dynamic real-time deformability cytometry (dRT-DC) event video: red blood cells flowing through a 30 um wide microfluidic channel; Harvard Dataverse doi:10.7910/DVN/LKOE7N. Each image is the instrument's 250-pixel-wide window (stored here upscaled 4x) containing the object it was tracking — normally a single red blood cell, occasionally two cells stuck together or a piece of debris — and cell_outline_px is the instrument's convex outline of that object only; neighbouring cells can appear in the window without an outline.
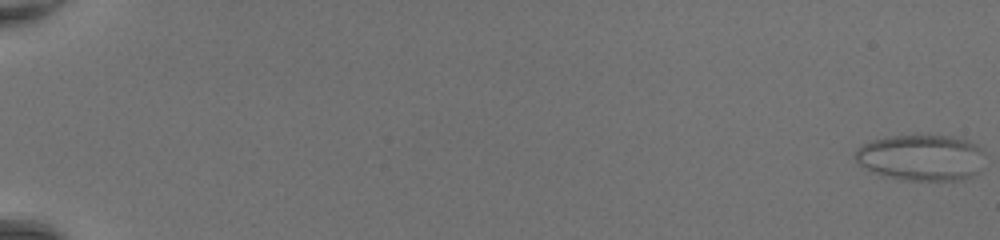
{"species": "common noctule bat (a hibernating species)", "species_latin": "Nyctalus noctula", "temperature_condition": "room temperature", "stored_images_in_passage": 51, "camera_frame_rate_fps": 3000, "um_per_image_px": 0.085, "animal": {"sex": "female", "body_mass_g": 20.0, "forearm_length_mm": 54.0}, "frame": {"image": 1, "passage_image": 1, "time_ms": 0.0, "image_size_px": [1000, 240], "cell_outline_px": [[984, 152], [980, 172], [972, 176], [960, 180], [908, 180], [888, 176], [876, 172], [860, 164], [856, 160], [856, 148], [868, 140], [888, 136], [924, 132], [952, 136], [968, 140], [984, 148]], "centroid_in_image_um": [78.35, 13.33], "position_along_channel_um": 6.6, "area_um2": 35.72}}
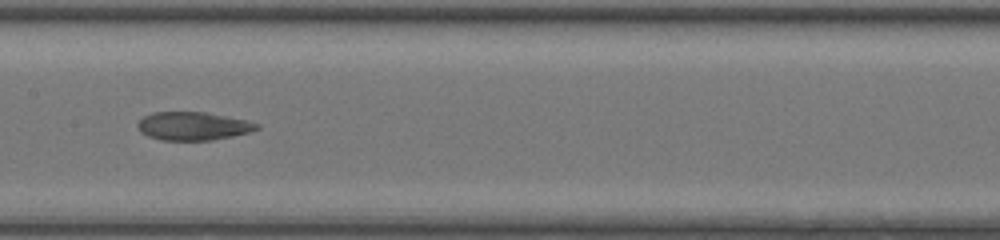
{"frame": {"image": 2, "passage_image": 29, "time_ms": 9.333, "image_size_px": [1000, 240], "cell_outline_px": [[260, 128], [248, 132], [232, 136], [212, 140], [160, 140], [148, 136], [140, 132], [136, 124], [144, 116], [152, 112], [204, 112], [248, 120], [260, 124]], "centroid_in_image_um": [16.4, 10.71], "position_along_channel_um": 191.0, "area_um2": 19.65}}
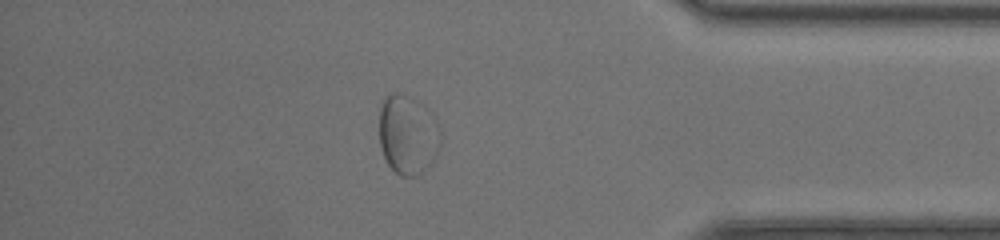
{"frame": {"image": 3, "passage_image": 45, "time_ms": 14.667, "image_size_px": [1000, 240], "cell_outline_px": [[440, 148], [436, 156], [428, 168], [416, 176], [400, 176], [388, 164], [384, 156], [380, 144], [380, 104], [384, 96], [392, 92], [400, 92], [424, 104], [436, 116], [440, 124]], "centroid_in_image_um": [34.7, 11.41], "position_along_channel_um": 400.5, "area_um2": 29.07}}